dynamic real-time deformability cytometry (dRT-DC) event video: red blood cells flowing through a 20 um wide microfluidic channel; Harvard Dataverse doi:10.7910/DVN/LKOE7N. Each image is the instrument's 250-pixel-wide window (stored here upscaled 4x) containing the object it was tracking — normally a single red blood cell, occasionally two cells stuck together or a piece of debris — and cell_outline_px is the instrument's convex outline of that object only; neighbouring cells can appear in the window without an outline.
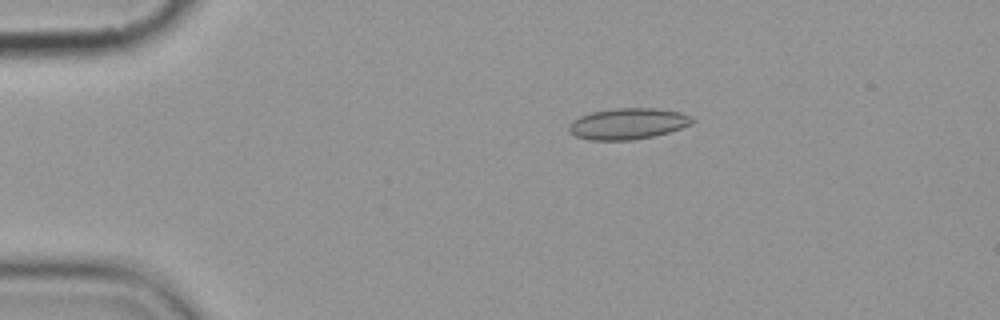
{"species": "common noctule bat (a hibernating species)", "species_latin": "Nyctalus noctula", "temperature_condition": "cold", "stored_images_in_passage": 6, "camera_frame_rate_fps": 3000, "um_per_image_px": 0.085, "animal": {"sex": "female", "body_mass_g": 19.9}, "frame": {"image": 1, "passage_image": 3, "time_ms": 2.333, "image_size_px": [1000, 320], "cell_outline_px": [[696, 120], [692, 124], [668, 132], [652, 136], [632, 140], [588, 140], [576, 136], [568, 128], [572, 120], [580, 116], [592, 112], [616, 108], [656, 108], [680, 112], [692, 116]], "centroid_in_image_um": [53.39, 10.51], "position_along_channel_um": 31.6, "area_um2": 22.31}}
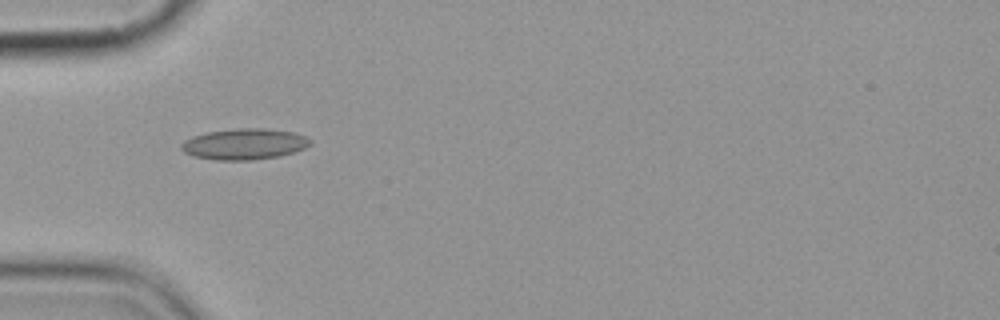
{"frame": {"image": 2, "passage_image": 5, "time_ms": 4.667, "image_size_px": [1000, 320], "cell_outline_px": [[312, 144], [304, 148], [280, 156], [252, 160], [216, 160], [192, 156], [184, 152], [180, 148], [180, 144], [184, 140], [192, 136], [208, 132], [236, 128], [264, 128], [292, 132], [304, 136], [312, 140]], "centroid_in_image_um": [20.74, 12.25], "position_along_channel_um": 64.3, "area_um2": 23.35}}
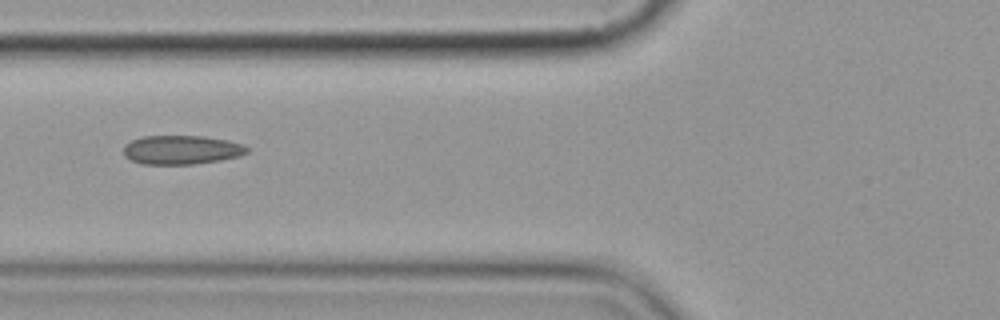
{"frame": {"image": 3, "passage_image": 6, "time_ms": 6.0, "image_size_px": [1000, 320], "cell_outline_px": [[248, 152], [240, 156], [220, 160], [192, 164], [140, 164], [124, 156], [124, 144], [132, 140], [144, 136], [204, 136], [228, 140], [244, 144], [248, 148]], "centroid_in_image_um": [15.44, 12.73], "position_along_channel_um": 110.4, "area_um2": 20.92}}